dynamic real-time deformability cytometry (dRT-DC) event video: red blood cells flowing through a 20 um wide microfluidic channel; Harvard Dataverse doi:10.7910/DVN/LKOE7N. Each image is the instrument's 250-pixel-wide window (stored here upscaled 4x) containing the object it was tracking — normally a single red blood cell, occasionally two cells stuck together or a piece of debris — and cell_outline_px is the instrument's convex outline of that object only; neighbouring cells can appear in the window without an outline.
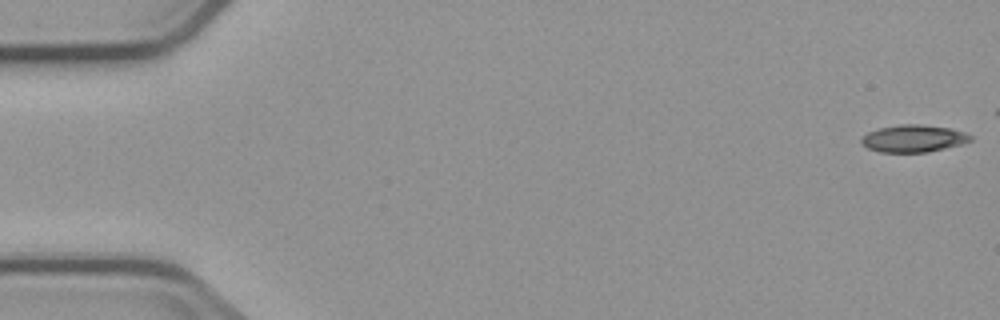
{"species": "common noctule bat (a hibernating species)", "species_latin": "Nyctalus noctula", "temperature_condition": "cold", "stored_images_in_passage": 6, "camera_frame_rate_fps": 3000, "um_per_image_px": 0.085, "animal": {"sex": "male", "body_mass_g": 23.1, "forearm_length_mm": 52.7}, "frame": {"image": 1, "passage_image": 1, "time_ms": 0.0, "image_size_px": [1000, 320], "cell_outline_px": [[972, 140], [964, 144], [928, 152], [880, 152], [868, 148], [860, 140], [868, 132], [880, 128], [900, 124], [920, 124], [948, 128], [964, 132], [972, 136]], "centroid_in_image_um": [77.68, 11.77], "position_along_channel_um": 7.3, "area_um2": 17.22}}